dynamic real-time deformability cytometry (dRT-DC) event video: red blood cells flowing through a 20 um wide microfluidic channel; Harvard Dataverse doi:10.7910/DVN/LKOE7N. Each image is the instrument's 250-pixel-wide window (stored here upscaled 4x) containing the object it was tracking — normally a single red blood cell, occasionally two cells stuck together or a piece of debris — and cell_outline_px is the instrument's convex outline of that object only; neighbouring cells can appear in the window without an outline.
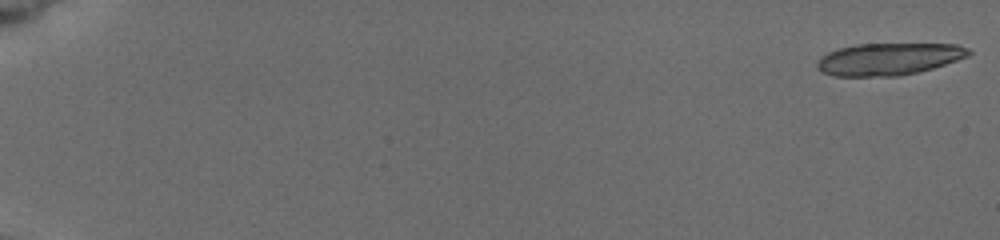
{"species": "common noctule bat (a hibernating species)", "species_latin": "Nyctalus noctula", "temperature_condition": "cold", "stored_images_in_passage": 5, "camera_frame_rate_fps": 3000, "um_per_image_px": 0.085, "animal": {"sex": "female", "body_mass_g": 19.5, "forearm_length_mm": 54.1}, "frame": {"image": 1, "passage_image": 1, "time_ms": 0.0, "image_size_px": [1000, 240], "cell_outline_px": [[972, 52], [968, 56], [932, 68], [916, 72], [896, 76], [832, 76], [820, 72], [816, 68], [816, 60], [820, 56], [828, 52], [840, 48], [856, 44], [956, 44], [968, 48]], "centroid_in_image_um": [75.47, 5.02], "position_along_channel_um": 9.5, "area_um2": 28.38}}